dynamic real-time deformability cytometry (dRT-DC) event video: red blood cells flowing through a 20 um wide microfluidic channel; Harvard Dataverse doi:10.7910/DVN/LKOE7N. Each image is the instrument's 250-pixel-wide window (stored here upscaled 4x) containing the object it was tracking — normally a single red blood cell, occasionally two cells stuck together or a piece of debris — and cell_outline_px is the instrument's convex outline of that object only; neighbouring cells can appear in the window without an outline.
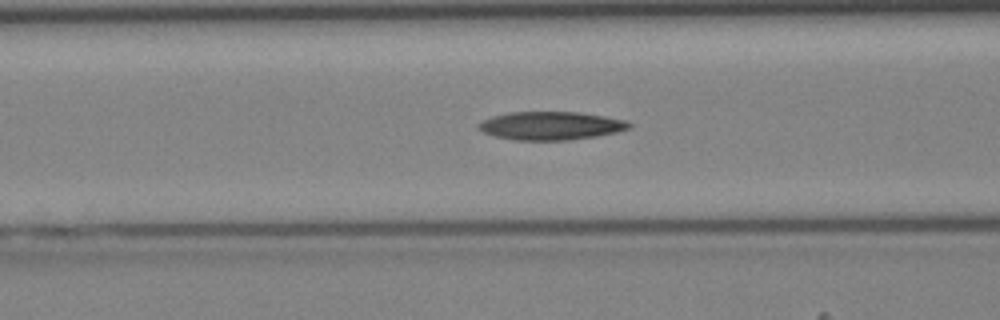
{"species": "Egyptian fruit bat (a non-hibernating species)", "species_latin": "Rousettus aegyptiacus", "temperature_condition": "cold", "stored_images_in_passage": 42, "camera_frame_rate_fps": 3000, "um_per_image_px": 0.085, "animal": {"sex": "female"}, "frame": {"image": 1, "passage_image": 16, "time_ms": 5.0, "image_size_px": [1000, 320], "cell_outline_px": [[632, 128], [616, 132], [596, 136], [568, 140], [512, 140], [496, 136], [484, 132], [476, 128], [484, 120], [492, 116], [508, 112], [576, 112], [604, 116], [624, 120], [632, 124]], "centroid_in_image_um": [46.83, 10.69], "position_along_channel_um": 119.8, "area_um2": 24.68}}
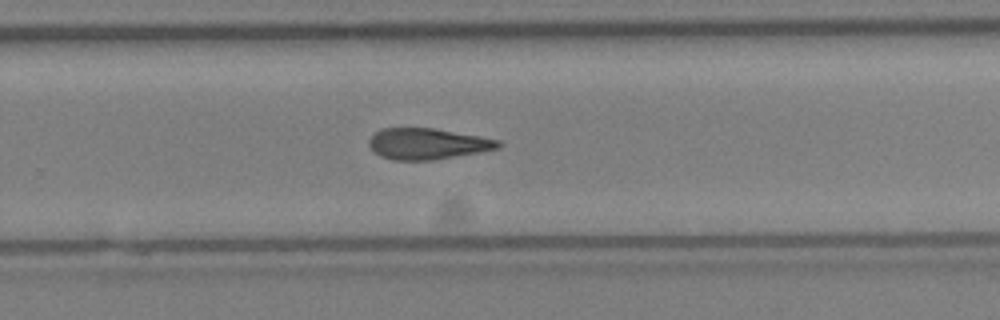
{"frame": {"image": 2, "passage_image": 27, "time_ms": 8.667, "image_size_px": [1000, 320], "cell_outline_px": [[504, 144], [500, 148], [432, 160], [392, 160], [380, 156], [368, 144], [368, 140], [380, 128], [432, 128], [480, 136], [500, 140]], "centroid_in_image_um": [36.34, 12.22], "position_along_channel_um": 293.5, "area_um2": 23.29}}
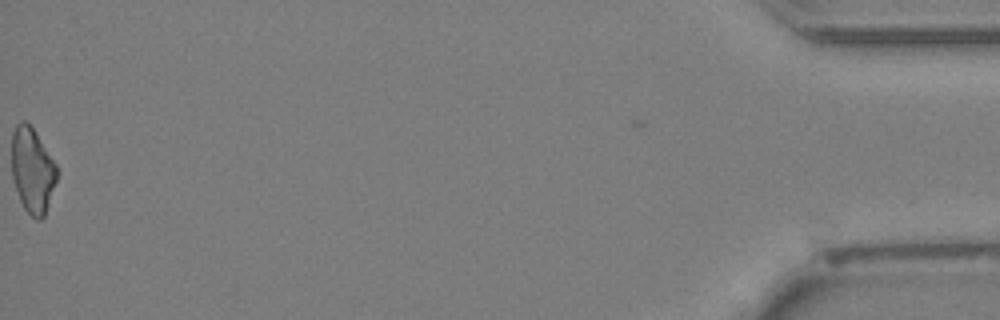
{"frame": {"image": 3, "passage_image": 42, "time_ms": 13.667, "image_size_px": [1000, 320], "cell_outline_px": [[56, 180], [44, 216], [40, 220], [36, 220], [24, 208], [20, 200], [12, 176], [12, 132], [16, 124], [24, 120], [32, 128], [56, 164]], "centroid_in_image_um": [2.73, 14.48], "position_along_channel_um": 432.5, "area_um2": 21.91}}